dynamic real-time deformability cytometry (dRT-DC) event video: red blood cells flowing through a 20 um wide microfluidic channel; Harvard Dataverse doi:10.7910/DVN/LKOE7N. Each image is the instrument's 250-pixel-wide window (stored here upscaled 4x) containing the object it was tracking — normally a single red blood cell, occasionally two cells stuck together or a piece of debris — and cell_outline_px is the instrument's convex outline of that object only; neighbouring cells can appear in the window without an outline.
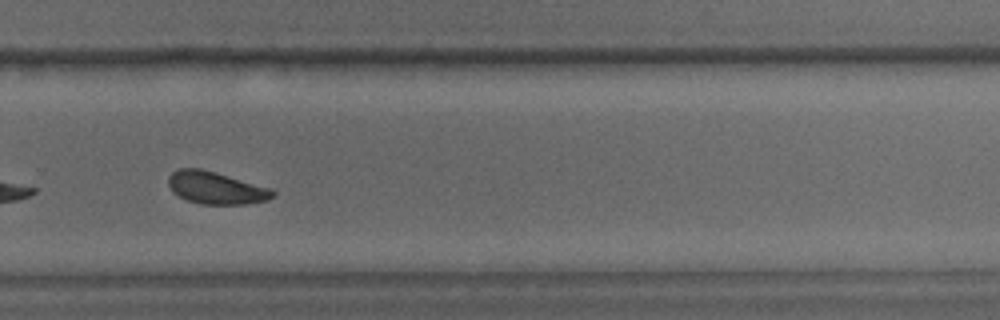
{"species": "common noctule bat (a hibernating species)", "species_latin": "Nyctalus noctula", "temperature_condition": "warm", "stored_images_in_passage": 54, "camera_frame_rate_fps": 3000, "um_per_image_px": 0.085, "animal": {"sex": "male", "body_mass_g": 15.6}, "frame": {"image": 1, "passage_image": 37, "time_ms": 12.0, "image_size_px": [1000, 320], "cell_outline_px": [[276, 196], [268, 200], [248, 204], [200, 204], [188, 200], [172, 192], [168, 184], [168, 176], [172, 172], [180, 168], [200, 168], [216, 172], [272, 188], [276, 192]], "centroid_in_image_um": [18.39, 15.97], "position_along_channel_um": 311.4, "area_um2": 19.88}}
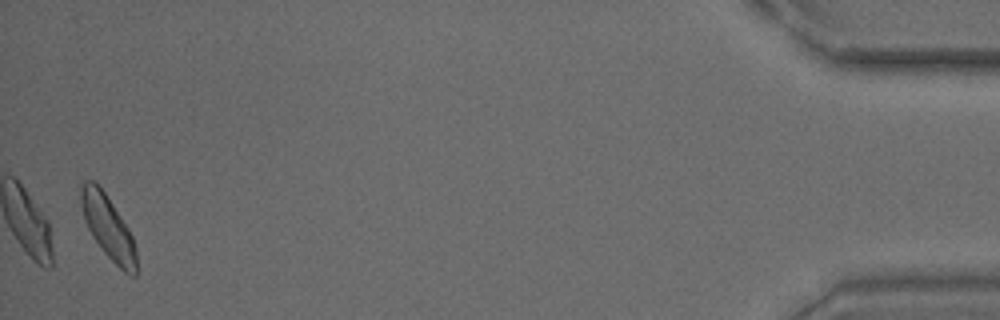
{"frame": {"image": 2, "passage_image": 53, "time_ms": 17.333, "image_size_px": [1000, 320], "cell_outline_px": [[136, 276], [128, 276], [104, 252], [92, 236], [84, 220], [80, 204], [80, 184], [84, 180], [92, 180], [104, 192], [128, 228], [132, 236], [136, 248]], "centroid_in_image_um": [9.17, 19.32], "position_along_channel_um": 426.0, "area_um2": 20.29}, "authors_computed_cell_mechanics": {"area_um2": 20.519, "velocity_mm_per_s": 3.7701, "shape_relaxation_time_tau1_ms": 2.689, "shape_relaxation_time_tau2_ms": 2.6244, "deformation_change_tau1": 0.0893, "deformation_change_tau2": 0.0861}}